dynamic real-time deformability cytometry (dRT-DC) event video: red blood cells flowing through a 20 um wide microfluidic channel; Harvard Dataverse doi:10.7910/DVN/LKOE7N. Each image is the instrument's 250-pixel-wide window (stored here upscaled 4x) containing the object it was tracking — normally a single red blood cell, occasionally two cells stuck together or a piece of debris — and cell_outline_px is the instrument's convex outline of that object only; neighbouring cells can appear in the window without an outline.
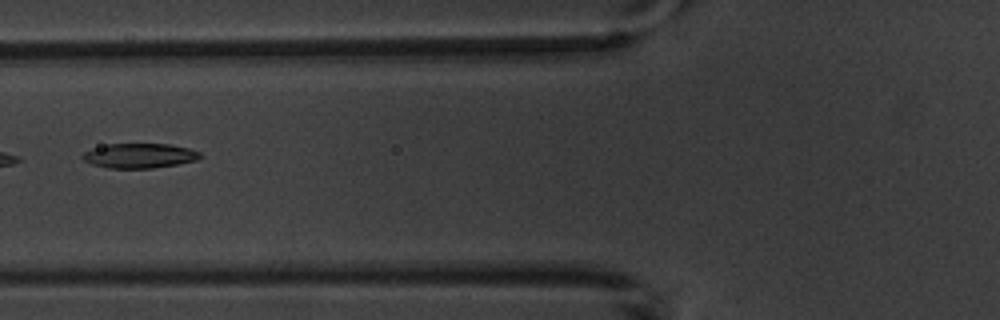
{"species": "common noctule bat (a hibernating species)", "species_latin": "Nyctalus noctula", "temperature_condition": "warm", "stored_images_in_passage": 10, "camera_frame_rate_fps": 3000, "um_per_image_px": 0.085, "animal": {"sex": "male", "body_mass_g": 20.1, "forearm_length_mm": 53.5}, "frame": {"image": 1, "passage_image": 7, "time_ms": 7.0, "image_size_px": [1000, 320], "cell_outline_px": [[204, 156], [196, 160], [176, 164], [152, 168], [108, 168], [92, 164], [84, 160], [80, 156], [84, 152], [92, 148], [108, 144], [168, 144], [188, 148], [200, 152]], "centroid_in_image_um": [11.84, 13.23], "position_along_channel_um": 114.0, "area_um2": 16.88}}
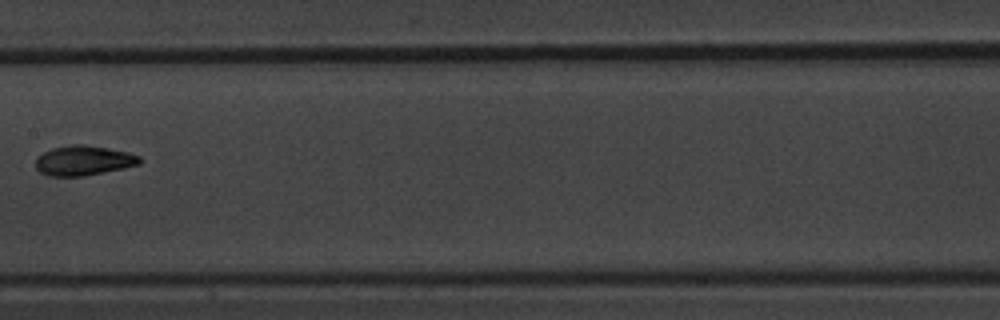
{"frame": {"image": 2, "passage_image": 9, "time_ms": 9.333, "image_size_px": [1000, 320], "cell_outline_px": [[144, 160], [140, 164], [124, 168], [84, 176], [48, 176], [40, 172], [36, 168], [36, 156], [52, 148], [72, 144], [84, 144], [108, 148], [128, 152], [140, 156]], "centroid_in_image_um": [7.11, 13.64], "position_along_channel_um": 200.3, "area_um2": 18.26}}
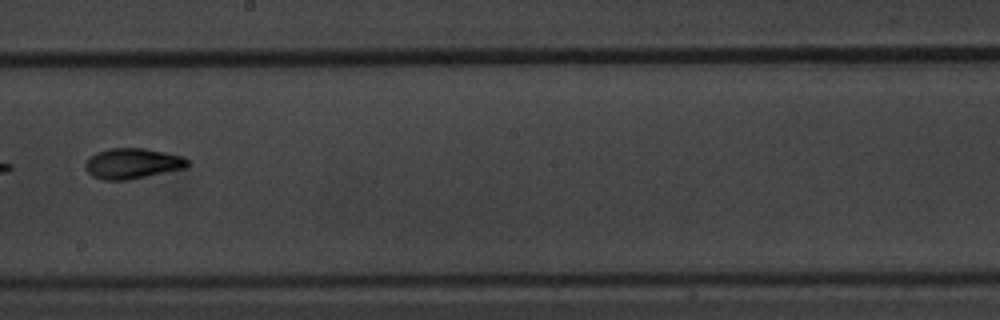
{"frame": {"image": 3, "passage_image": 10, "time_ms": 10.333, "image_size_px": [1000, 320], "cell_outline_px": [[188, 164], [184, 168], [128, 180], [104, 180], [92, 176], [84, 168], [84, 164], [96, 152], [108, 148], [144, 148], [184, 156], [188, 160]], "centroid_in_image_um": [11.23, 13.89], "position_along_channel_um": 237.0, "area_um2": 18.09}}